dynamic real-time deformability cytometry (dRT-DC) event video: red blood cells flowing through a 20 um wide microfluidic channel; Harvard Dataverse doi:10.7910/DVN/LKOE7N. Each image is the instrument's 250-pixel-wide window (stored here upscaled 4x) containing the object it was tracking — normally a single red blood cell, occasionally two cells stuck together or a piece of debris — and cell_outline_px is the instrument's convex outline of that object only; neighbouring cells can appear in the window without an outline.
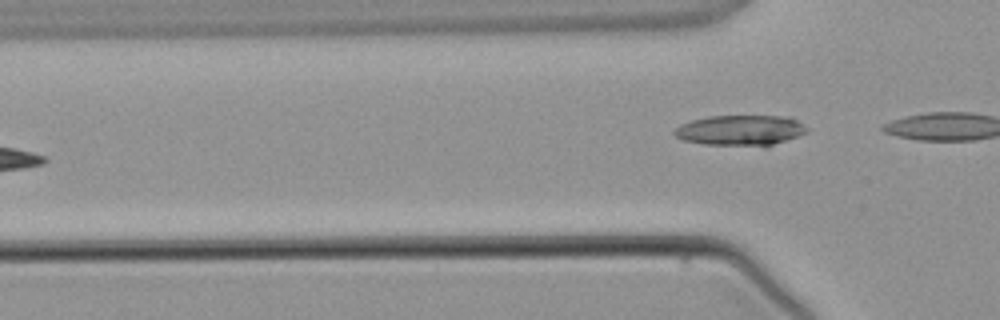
{"species": "common noctule bat (a hibernating species)", "species_latin": "Nyctalus noctula", "temperature_condition": "warm", "stored_images_in_passage": 2, "camera_frame_rate_fps": 3000, "um_per_image_px": 0.085, "animal": {"sex": "male", "body_mass_g": 21.5, "forearm_length_mm": 52.0}, "frame": {"image": 1, "passage_image": 2, "time_ms": 1.333, "image_size_px": [1000, 320], "cell_outline_px": [[808, 132], [764, 148], [704, 144], [684, 140], [676, 136], [672, 132], [680, 124], [692, 120], [708, 116], [792, 116], [808, 128]], "centroid_in_image_um": [62.97, 11.09], "position_along_channel_um": 62.8, "area_um2": 24.04}}